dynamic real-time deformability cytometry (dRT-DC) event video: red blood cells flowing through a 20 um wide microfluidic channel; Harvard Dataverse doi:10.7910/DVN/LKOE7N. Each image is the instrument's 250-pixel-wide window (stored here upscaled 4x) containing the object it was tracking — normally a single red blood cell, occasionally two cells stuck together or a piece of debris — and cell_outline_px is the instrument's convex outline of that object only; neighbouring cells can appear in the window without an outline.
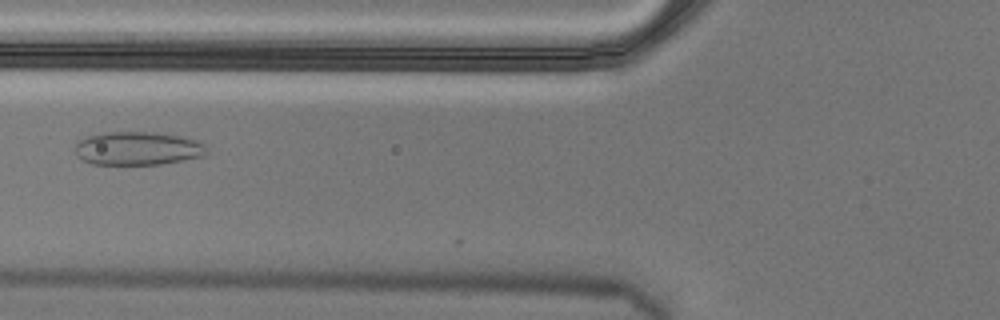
{"species": "Egyptian fruit bat (a non-hibernating species)", "species_latin": "Rousettus aegyptiacus", "temperature_condition": "cold", "stored_images_in_passage": 4, "camera_frame_rate_fps": 3000, "um_per_image_px": 0.085, "animal": {"sex": "male"}, "frame": {"image": 1, "passage_image": 4, "time_ms": 1.0, "image_size_px": [1000, 320], "cell_outline_px": [[208, 156], [160, 164], [92, 164], [76, 156], [76, 144], [80, 140], [88, 136], [108, 132], [156, 132], [196, 140], [208, 144]], "centroid_in_image_um": [11.78, 12.62], "position_along_channel_um": 114.0, "area_um2": 25.72}}